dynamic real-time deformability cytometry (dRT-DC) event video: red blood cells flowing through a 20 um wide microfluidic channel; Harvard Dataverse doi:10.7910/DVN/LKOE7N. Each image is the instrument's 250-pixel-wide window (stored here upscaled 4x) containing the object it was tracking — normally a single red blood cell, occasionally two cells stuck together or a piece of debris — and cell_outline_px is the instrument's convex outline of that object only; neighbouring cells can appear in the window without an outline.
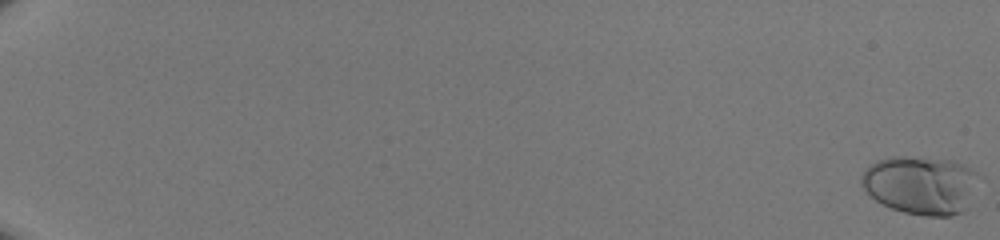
{"species": "human", "species_latin": "Homo sapiens", "temperature_condition": "room temperature", "stored_images_in_passage": 52, "camera_frame_rate_fps": 3000, "um_per_image_px": 0.085, "donor": {"sex": "male"}, "frame": {"image": 1, "passage_image": 1, "time_ms": 0.0, "image_size_px": [1000, 240], "cell_outline_px": [[976, 172], [960, 212], [948, 216], [928, 216], [904, 212], [892, 208], [876, 200], [860, 184], [860, 176], [876, 160], [892, 156], [904, 156], [952, 160], [964, 164]], "centroid_in_image_um": [78.12, 15.69], "position_along_channel_um": 6.9, "area_um2": 38.44}}
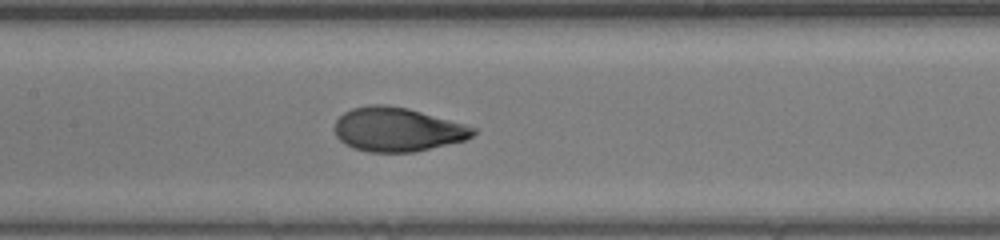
{"frame": {"image": 2, "passage_image": 30, "time_ms": 9.667, "image_size_px": [1000, 240], "cell_outline_px": [[476, 132], [472, 136], [464, 140], [412, 152], [368, 152], [352, 148], [344, 144], [336, 136], [336, 120], [344, 112], [352, 108], [368, 104], [388, 104], [408, 108], [464, 124], [476, 128]], "centroid_in_image_um": [33.74, 10.99], "position_along_channel_um": 173.7, "area_um2": 35.37}}
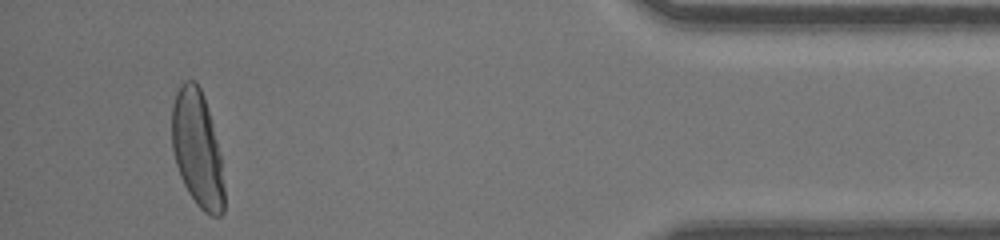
{"frame": {"image": 3, "passage_image": 50, "time_ms": 16.333, "image_size_px": [1000, 240], "cell_outline_px": [[224, 212], [220, 216], [212, 216], [204, 212], [196, 204], [188, 192], [180, 176], [176, 164], [172, 148], [172, 104], [176, 92], [180, 84], [184, 80], [196, 80], [204, 96], [216, 140], [220, 156], [224, 188]], "centroid_in_image_um": [16.75, 12.66], "position_along_channel_um": 418.4, "area_um2": 35.32}}